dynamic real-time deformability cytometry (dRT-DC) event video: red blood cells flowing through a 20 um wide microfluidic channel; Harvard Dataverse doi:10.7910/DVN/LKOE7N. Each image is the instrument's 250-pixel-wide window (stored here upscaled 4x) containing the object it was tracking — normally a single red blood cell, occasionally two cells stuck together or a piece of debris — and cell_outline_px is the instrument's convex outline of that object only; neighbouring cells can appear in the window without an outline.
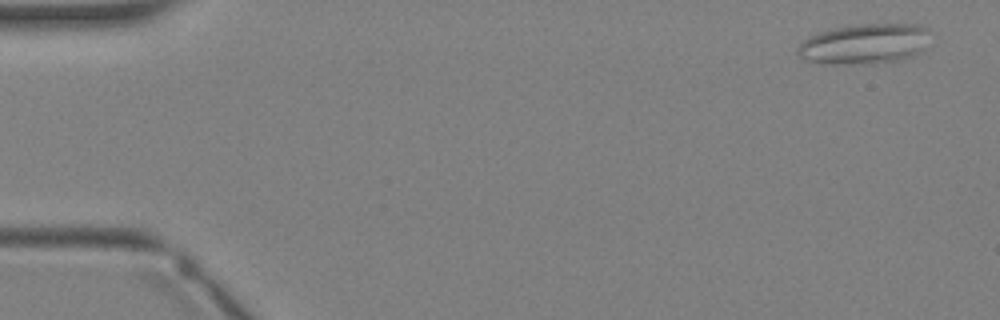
{"species": "Egyptian fruit bat (a non-hibernating species)", "species_latin": "Rousettus aegyptiacus", "temperature_condition": "warm", "stored_images_in_passage": 4, "camera_frame_rate_fps": 3000, "um_per_image_px": 0.085, "animal": {"sex": "female"}, "frame": {"image": 1, "passage_image": 1, "time_ms": 0.0, "image_size_px": [1000, 320], "cell_outline_px": [[928, 48], [924, 52], [912, 56], [896, 60], [876, 64], [820, 64], [804, 60], [796, 52], [796, 48], [808, 36], [832, 28], [856, 24], [916, 24], [928, 28]], "centroid_in_image_um": [73.49, 3.74], "position_along_channel_um": 11.5, "area_um2": 31.73}}